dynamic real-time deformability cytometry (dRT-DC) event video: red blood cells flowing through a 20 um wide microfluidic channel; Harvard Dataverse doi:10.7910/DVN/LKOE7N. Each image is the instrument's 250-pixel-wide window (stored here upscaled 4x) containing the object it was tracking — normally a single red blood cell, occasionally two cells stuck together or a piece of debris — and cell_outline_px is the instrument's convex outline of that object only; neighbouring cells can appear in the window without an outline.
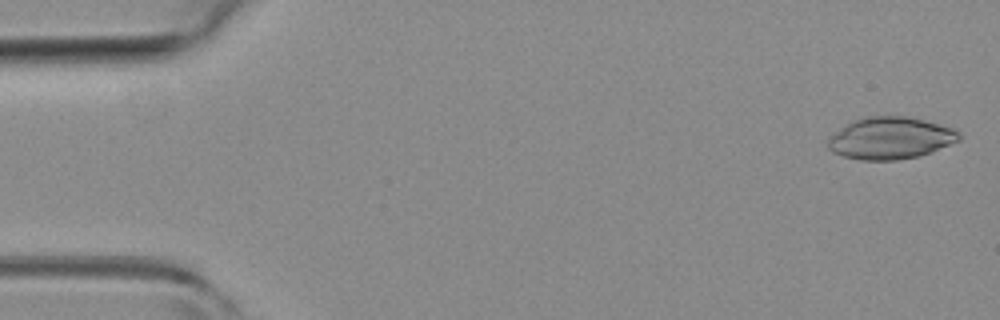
{"species": "common noctule bat (a hibernating species)", "species_latin": "Nyctalus noctula", "temperature_condition": "room temperature", "stored_images_in_passage": 47, "camera_frame_rate_fps": 3000, "um_per_image_px": 0.085, "animal": {"sex": "female", "body_mass_g": 19.3, "forearm_length_mm": 54.1}, "frame": {"image": 1, "passage_image": 2, "time_ms": 0.333, "image_size_px": [1000, 320], "cell_outline_px": [[960, 140], [928, 152], [916, 156], [896, 160], [860, 160], [844, 156], [832, 152], [828, 148], [828, 140], [836, 132], [848, 124], [864, 116], [908, 116], [956, 128], [960, 136]], "centroid_in_image_um": [75.69, 11.73], "position_along_channel_um": 9.3, "area_um2": 31.67}}
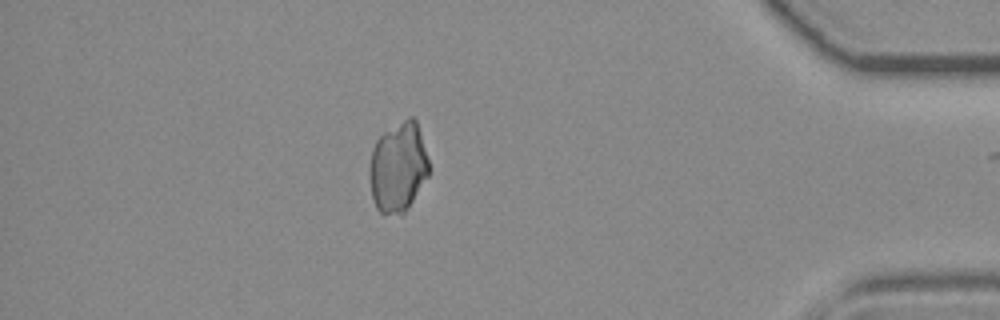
{"frame": {"image": 2, "passage_image": 45, "time_ms": 14.667, "image_size_px": [1000, 320], "cell_outline_px": [[428, 176], [408, 208], [400, 216], [384, 216], [376, 208], [372, 196], [368, 172], [368, 168], [372, 148], [376, 140], [384, 132], [408, 116], [412, 116], [416, 120], [420, 132], [428, 160]], "centroid_in_image_um": [33.81, 14.25], "position_along_channel_um": 401.4, "area_um2": 31.44}}